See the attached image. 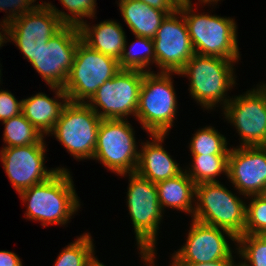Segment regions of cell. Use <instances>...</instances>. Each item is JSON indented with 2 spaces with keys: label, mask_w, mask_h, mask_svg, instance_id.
Returning <instances> with one entry per match:
<instances>
[{
  "label": "cell",
  "mask_w": 266,
  "mask_h": 266,
  "mask_svg": "<svg viewBox=\"0 0 266 266\" xmlns=\"http://www.w3.org/2000/svg\"><path fill=\"white\" fill-rule=\"evenodd\" d=\"M221 111L240 137L237 146H266V83L232 96Z\"/></svg>",
  "instance_id": "obj_10"
},
{
  "label": "cell",
  "mask_w": 266,
  "mask_h": 266,
  "mask_svg": "<svg viewBox=\"0 0 266 266\" xmlns=\"http://www.w3.org/2000/svg\"><path fill=\"white\" fill-rule=\"evenodd\" d=\"M227 180L243 199L258 195L266 185V146L231 145Z\"/></svg>",
  "instance_id": "obj_17"
},
{
  "label": "cell",
  "mask_w": 266,
  "mask_h": 266,
  "mask_svg": "<svg viewBox=\"0 0 266 266\" xmlns=\"http://www.w3.org/2000/svg\"><path fill=\"white\" fill-rule=\"evenodd\" d=\"M185 243L172 253V263H210L228 259L238 254L236 240L230 232L220 227L208 225L191 219ZM234 243V251L231 241ZM228 240V241H227Z\"/></svg>",
  "instance_id": "obj_12"
},
{
  "label": "cell",
  "mask_w": 266,
  "mask_h": 266,
  "mask_svg": "<svg viewBox=\"0 0 266 266\" xmlns=\"http://www.w3.org/2000/svg\"><path fill=\"white\" fill-rule=\"evenodd\" d=\"M135 40L136 41H132V43H130V46H128L126 38L122 56L118 61L119 68L151 72L152 67L150 66H152L153 64L155 65L153 39L135 35Z\"/></svg>",
  "instance_id": "obj_23"
},
{
  "label": "cell",
  "mask_w": 266,
  "mask_h": 266,
  "mask_svg": "<svg viewBox=\"0 0 266 266\" xmlns=\"http://www.w3.org/2000/svg\"><path fill=\"white\" fill-rule=\"evenodd\" d=\"M249 198V199H248ZM245 234L266 235V201L258 195L246 197Z\"/></svg>",
  "instance_id": "obj_30"
},
{
  "label": "cell",
  "mask_w": 266,
  "mask_h": 266,
  "mask_svg": "<svg viewBox=\"0 0 266 266\" xmlns=\"http://www.w3.org/2000/svg\"><path fill=\"white\" fill-rule=\"evenodd\" d=\"M149 5L152 8L161 10V11H176L169 3L168 0H138Z\"/></svg>",
  "instance_id": "obj_35"
},
{
  "label": "cell",
  "mask_w": 266,
  "mask_h": 266,
  "mask_svg": "<svg viewBox=\"0 0 266 266\" xmlns=\"http://www.w3.org/2000/svg\"><path fill=\"white\" fill-rule=\"evenodd\" d=\"M119 176L128 177L126 206L135 233V245L140 260L146 266H155L158 254L156 250L158 230L164 218V212L158 201L156 183H152L136 172Z\"/></svg>",
  "instance_id": "obj_2"
},
{
  "label": "cell",
  "mask_w": 266,
  "mask_h": 266,
  "mask_svg": "<svg viewBox=\"0 0 266 266\" xmlns=\"http://www.w3.org/2000/svg\"><path fill=\"white\" fill-rule=\"evenodd\" d=\"M101 120L87 103L68 101L48 137L54 136L77 161L90 160Z\"/></svg>",
  "instance_id": "obj_8"
},
{
  "label": "cell",
  "mask_w": 266,
  "mask_h": 266,
  "mask_svg": "<svg viewBox=\"0 0 266 266\" xmlns=\"http://www.w3.org/2000/svg\"><path fill=\"white\" fill-rule=\"evenodd\" d=\"M88 266H106V265H104L103 262H100L96 256L95 259Z\"/></svg>",
  "instance_id": "obj_39"
},
{
  "label": "cell",
  "mask_w": 266,
  "mask_h": 266,
  "mask_svg": "<svg viewBox=\"0 0 266 266\" xmlns=\"http://www.w3.org/2000/svg\"><path fill=\"white\" fill-rule=\"evenodd\" d=\"M5 43V27L3 25H0V48L4 45Z\"/></svg>",
  "instance_id": "obj_38"
},
{
  "label": "cell",
  "mask_w": 266,
  "mask_h": 266,
  "mask_svg": "<svg viewBox=\"0 0 266 266\" xmlns=\"http://www.w3.org/2000/svg\"><path fill=\"white\" fill-rule=\"evenodd\" d=\"M144 73L121 69L97 89L87 104L101 119L135 118Z\"/></svg>",
  "instance_id": "obj_11"
},
{
  "label": "cell",
  "mask_w": 266,
  "mask_h": 266,
  "mask_svg": "<svg viewBox=\"0 0 266 266\" xmlns=\"http://www.w3.org/2000/svg\"><path fill=\"white\" fill-rule=\"evenodd\" d=\"M192 135L188 145L191 155H229V141L215 127H200Z\"/></svg>",
  "instance_id": "obj_26"
},
{
  "label": "cell",
  "mask_w": 266,
  "mask_h": 266,
  "mask_svg": "<svg viewBox=\"0 0 266 266\" xmlns=\"http://www.w3.org/2000/svg\"><path fill=\"white\" fill-rule=\"evenodd\" d=\"M128 119H102L93 160L116 175L136 171L139 149L134 127Z\"/></svg>",
  "instance_id": "obj_7"
},
{
  "label": "cell",
  "mask_w": 266,
  "mask_h": 266,
  "mask_svg": "<svg viewBox=\"0 0 266 266\" xmlns=\"http://www.w3.org/2000/svg\"><path fill=\"white\" fill-rule=\"evenodd\" d=\"M120 70L116 59L96 51L80 40L63 90L70 102L87 103L97 89Z\"/></svg>",
  "instance_id": "obj_9"
},
{
  "label": "cell",
  "mask_w": 266,
  "mask_h": 266,
  "mask_svg": "<svg viewBox=\"0 0 266 266\" xmlns=\"http://www.w3.org/2000/svg\"><path fill=\"white\" fill-rule=\"evenodd\" d=\"M150 140L141 142L136 173L157 183L174 178L184 171L180 163L163 147L168 134H148ZM151 137V138H150Z\"/></svg>",
  "instance_id": "obj_18"
},
{
  "label": "cell",
  "mask_w": 266,
  "mask_h": 266,
  "mask_svg": "<svg viewBox=\"0 0 266 266\" xmlns=\"http://www.w3.org/2000/svg\"><path fill=\"white\" fill-rule=\"evenodd\" d=\"M122 19L133 35L154 38L167 15L175 11H161L138 0H118Z\"/></svg>",
  "instance_id": "obj_21"
},
{
  "label": "cell",
  "mask_w": 266,
  "mask_h": 266,
  "mask_svg": "<svg viewBox=\"0 0 266 266\" xmlns=\"http://www.w3.org/2000/svg\"><path fill=\"white\" fill-rule=\"evenodd\" d=\"M0 68H2V65L0 64ZM1 70H3V69H0V81L2 80V72H1Z\"/></svg>",
  "instance_id": "obj_41"
},
{
  "label": "cell",
  "mask_w": 266,
  "mask_h": 266,
  "mask_svg": "<svg viewBox=\"0 0 266 266\" xmlns=\"http://www.w3.org/2000/svg\"><path fill=\"white\" fill-rule=\"evenodd\" d=\"M228 156L191 155L193 160L184 167V171L196 185L205 182H219L217 178L221 174L227 178Z\"/></svg>",
  "instance_id": "obj_24"
},
{
  "label": "cell",
  "mask_w": 266,
  "mask_h": 266,
  "mask_svg": "<svg viewBox=\"0 0 266 266\" xmlns=\"http://www.w3.org/2000/svg\"><path fill=\"white\" fill-rule=\"evenodd\" d=\"M236 255H231L228 259L225 260H219L216 262H210V263H173L175 266H239V260L238 263L235 260ZM236 261V262H235Z\"/></svg>",
  "instance_id": "obj_34"
},
{
  "label": "cell",
  "mask_w": 266,
  "mask_h": 266,
  "mask_svg": "<svg viewBox=\"0 0 266 266\" xmlns=\"http://www.w3.org/2000/svg\"><path fill=\"white\" fill-rule=\"evenodd\" d=\"M170 5L176 10L179 11L184 8L193 6L192 0H168Z\"/></svg>",
  "instance_id": "obj_36"
},
{
  "label": "cell",
  "mask_w": 266,
  "mask_h": 266,
  "mask_svg": "<svg viewBox=\"0 0 266 266\" xmlns=\"http://www.w3.org/2000/svg\"><path fill=\"white\" fill-rule=\"evenodd\" d=\"M239 60H230L217 56L194 54L178 72V76L189 79V93L202 110L223 109L230 101L229 96L236 86L235 64Z\"/></svg>",
  "instance_id": "obj_3"
},
{
  "label": "cell",
  "mask_w": 266,
  "mask_h": 266,
  "mask_svg": "<svg viewBox=\"0 0 266 266\" xmlns=\"http://www.w3.org/2000/svg\"><path fill=\"white\" fill-rule=\"evenodd\" d=\"M196 10L194 6L179 10L185 19L194 52L241 60L235 18L212 15L209 12L196 13Z\"/></svg>",
  "instance_id": "obj_5"
},
{
  "label": "cell",
  "mask_w": 266,
  "mask_h": 266,
  "mask_svg": "<svg viewBox=\"0 0 266 266\" xmlns=\"http://www.w3.org/2000/svg\"><path fill=\"white\" fill-rule=\"evenodd\" d=\"M236 250L239 266H266V235L244 234L237 238Z\"/></svg>",
  "instance_id": "obj_28"
},
{
  "label": "cell",
  "mask_w": 266,
  "mask_h": 266,
  "mask_svg": "<svg viewBox=\"0 0 266 266\" xmlns=\"http://www.w3.org/2000/svg\"><path fill=\"white\" fill-rule=\"evenodd\" d=\"M259 197H261L263 200L266 201V185L262 188L260 193L258 194Z\"/></svg>",
  "instance_id": "obj_40"
},
{
  "label": "cell",
  "mask_w": 266,
  "mask_h": 266,
  "mask_svg": "<svg viewBox=\"0 0 266 266\" xmlns=\"http://www.w3.org/2000/svg\"><path fill=\"white\" fill-rule=\"evenodd\" d=\"M156 187L158 201L163 212L166 211L165 208L167 207V209L185 212L192 218L196 184L185 171L174 178L157 182Z\"/></svg>",
  "instance_id": "obj_22"
},
{
  "label": "cell",
  "mask_w": 266,
  "mask_h": 266,
  "mask_svg": "<svg viewBox=\"0 0 266 266\" xmlns=\"http://www.w3.org/2000/svg\"><path fill=\"white\" fill-rule=\"evenodd\" d=\"M78 28L85 44L117 61L120 60L127 37L120 22L107 19L91 26L86 21Z\"/></svg>",
  "instance_id": "obj_20"
},
{
  "label": "cell",
  "mask_w": 266,
  "mask_h": 266,
  "mask_svg": "<svg viewBox=\"0 0 266 266\" xmlns=\"http://www.w3.org/2000/svg\"><path fill=\"white\" fill-rule=\"evenodd\" d=\"M0 266H23L18 254L9 250H0Z\"/></svg>",
  "instance_id": "obj_33"
},
{
  "label": "cell",
  "mask_w": 266,
  "mask_h": 266,
  "mask_svg": "<svg viewBox=\"0 0 266 266\" xmlns=\"http://www.w3.org/2000/svg\"><path fill=\"white\" fill-rule=\"evenodd\" d=\"M154 42L155 67L158 72L178 73L195 54L185 19L180 11L166 16Z\"/></svg>",
  "instance_id": "obj_16"
},
{
  "label": "cell",
  "mask_w": 266,
  "mask_h": 266,
  "mask_svg": "<svg viewBox=\"0 0 266 266\" xmlns=\"http://www.w3.org/2000/svg\"><path fill=\"white\" fill-rule=\"evenodd\" d=\"M49 88L53 90L54 98L39 92L22 99L23 116L45 137L53 130L63 108L69 101L63 88L54 86H49Z\"/></svg>",
  "instance_id": "obj_19"
},
{
  "label": "cell",
  "mask_w": 266,
  "mask_h": 266,
  "mask_svg": "<svg viewBox=\"0 0 266 266\" xmlns=\"http://www.w3.org/2000/svg\"><path fill=\"white\" fill-rule=\"evenodd\" d=\"M2 124L3 148L36 144L44 137L22 113L2 121Z\"/></svg>",
  "instance_id": "obj_27"
},
{
  "label": "cell",
  "mask_w": 266,
  "mask_h": 266,
  "mask_svg": "<svg viewBox=\"0 0 266 266\" xmlns=\"http://www.w3.org/2000/svg\"><path fill=\"white\" fill-rule=\"evenodd\" d=\"M72 178L69 169H58L46 181L18 193L25 206L27 204L24 217L41 222L43 227H65L81 208Z\"/></svg>",
  "instance_id": "obj_1"
},
{
  "label": "cell",
  "mask_w": 266,
  "mask_h": 266,
  "mask_svg": "<svg viewBox=\"0 0 266 266\" xmlns=\"http://www.w3.org/2000/svg\"><path fill=\"white\" fill-rule=\"evenodd\" d=\"M45 139L44 136L36 144L1 148L0 161L17 194L46 181L58 169L67 170L64 166L51 169L45 166V152H47Z\"/></svg>",
  "instance_id": "obj_14"
},
{
  "label": "cell",
  "mask_w": 266,
  "mask_h": 266,
  "mask_svg": "<svg viewBox=\"0 0 266 266\" xmlns=\"http://www.w3.org/2000/svg\"><path fill=\"white\" fill-rule=\"evenodd\" d=\"M37 0H0V12L5 11L7 15L0 21V25L6 27L11 22L27 12H33L41 4L35 3ZM9 12H8V11Z\"/></svg>",
  "instance_id": "obj_31"
},
{
  "label": "cell",
  "mask_w": 266,
  "mask_h": 266,
  "mask_svg": "<svg viewBox=\"0 0 266 266\" xmlns=\"http://www.w3.org/2000/svg\"><path fill=\"white\" fill-rule=\"evenodd\" d=\"M80 40L79 28L65 25L38 51L31 65L48 87L63 88Z\"/></svg>",
  "instance_id": "obj_15"
},
{
  "label": "cell",
  "mask_w": 266,
  "mask_h": 266,
  "mask_svg": "<svg viewBox=\"0 0 266 266\" xmlns=\"http://www.w3.org/2000/svg\"><path fill=\"white\" fill-rule=\"evenodd\" d=\"M59 252L53 266H88L95 259L91 233L84 232Z\"/></svg>",
  "instance_id": "obj_25"
},
{
  "label": "cell",
  "mask_w": 266,
  "mask_h": 266,
  "mask_svg": "<svg viewBox=\"0 0 266 266\" xmlns=\"http://www.w3.org/2000/svg\"><path fill=\"white\" fill-rule=\"evenodd\" d=\"M218 1L220 2L222 0H198V2H200L199 4L203 5L204 7L208 5L212 8L214 7V5L216 6L218 4Z\"/></svg>",
  "instance_id": "obj_37"
},
{
  "label": "cell",
  "mask_w": 266,
  "mask_h": 266,
  "mask_svg": "<svg viewBox=\"0 0 266 266\" xmlns=\"http://www.w3.org/2000/svg\"><path fill=\"white\" fill-rule=\"evenodd\" d=\"M176 72H145L136 118L148 134H168L177 119L178 100L173 85Z\"/></svg>",
  "instance_id": "obj_4"
},
{
  "label": "cell",
  "mask_w": 266,
  "mask_h": 266,
  "mask_svg": "<svg viewBox=\"0 0 266 266\" xmlns=\"http://www.w3.org/2000/svg\"><path fill=\"white\" fill-rule=\"evenodd\" d=\"M63 5L65 12L63 10H59L53 5L51 2L45 3L50 7V9L59 17V19L65 25H73L79 27L82 23L86 22L87 19H97L96 11H97V0H59ZM85 19V21H84Z\"/></svg>",
  "instance_id": "obj_29"
},
{
  "label": "cell",
  "mask_w": 266,
  "mask_h": 266,
  "mask_svg": "<svg viewBox=\"0 0 266 266\" xmlns=\"http://www.w3.org/2000/svg\"><path fill=\"white\" fill-rule=\"evenodd\" d=\"M65 24L44 2L5 27V44L12 42L30 64L47 41Z\"/></svg>",
  "instance_id": "obj_13"
},
{
  "label": "cell",
  "mask_w": 266,
  "mask_h": 266,
  "mask_svg": "<svg viewBox=\"0 0 266 266\" xmlns=\"http://www.w3.org/2000/svg\"><path fill=\"white\" fill-rule=\"evenodd\" d=\"M2 81H0V84ZM22 101H18L11 91L0 89V121L2 122L22 113Z\"/></svg>",
  "instance_id": "obj_32"
},
{
  "label": "cell",
  "mask_w": 266,
  "mask_h": 266,
  "mask_svg": "<svg viewBox=\"0 0 266 266\" xmlns=\"http://www.w3.org/2000/svg\"><path fill=\"white\" fill-rule=\"evenodd\" d=\"M221 182L196 185L192 218L230 232L238 238L245 234L246 200Z\"/></svg>",
  "instance_id": "obj_6"
}]
</instances>
